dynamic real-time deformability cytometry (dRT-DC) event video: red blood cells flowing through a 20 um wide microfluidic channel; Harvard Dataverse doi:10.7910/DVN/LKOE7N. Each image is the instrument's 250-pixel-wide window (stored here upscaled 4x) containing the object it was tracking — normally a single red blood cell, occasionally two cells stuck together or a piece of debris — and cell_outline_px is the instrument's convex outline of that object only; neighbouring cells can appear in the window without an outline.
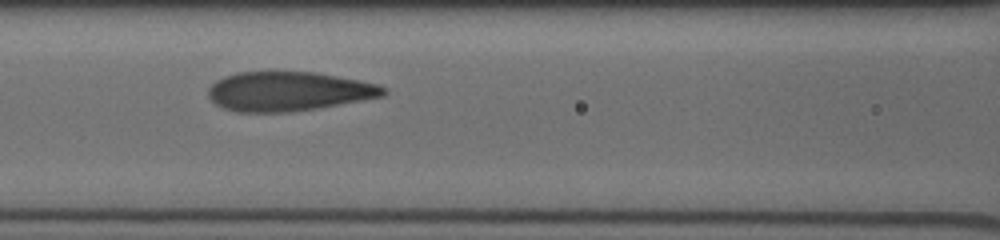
{"species": "human", "species_latin": "Homo sapiens", "temperature_condition": "cold", "stored_images_in_passage": 7, "segment_of_instrument_passage": [1, 2], "camera_frame_rate_fps": 3000, "um_per_image_px": 0.085, "donor": {"sex": "male"}, "frame": {"image": 1, "passage_image": 5, "time_ms": 3.667, "image_size_px": [1000, 240], "cell_outline_px": [[388, 92], [384, 96], [316, 108], [288, 112], [236, 112], [224, 108], [216, 104], [208, 96], [208, 88], [216, 80], [224, 76], [236, 72], [316, 72], [360, 80], [380, 84], [388, 88]], "centroid_in_image_um": [24.54, 7.76], "position_along_channel_um": 142.1, "area_um2": 40.23}}